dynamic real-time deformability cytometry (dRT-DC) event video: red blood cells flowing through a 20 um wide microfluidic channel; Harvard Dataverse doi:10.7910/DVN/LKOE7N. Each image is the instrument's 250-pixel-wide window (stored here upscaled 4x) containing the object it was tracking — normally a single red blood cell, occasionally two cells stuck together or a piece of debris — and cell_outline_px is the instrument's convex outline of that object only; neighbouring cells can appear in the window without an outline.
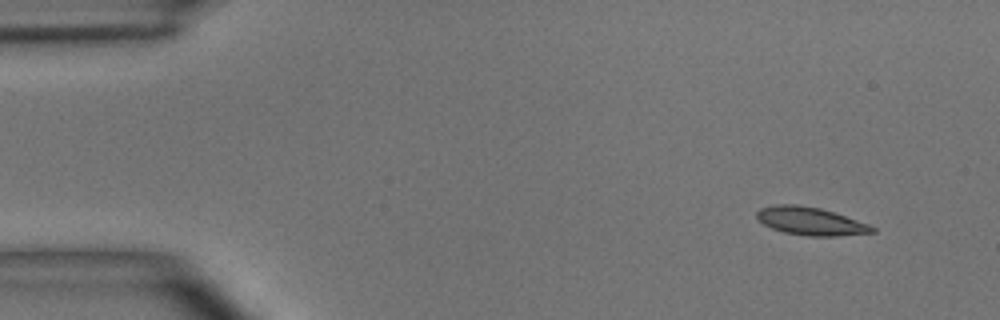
{"species": "common noctule bat (a hibernating species)", "species_latin": "Nyctalus noctula", "temperature_condition": "room temperature", "stored_images_in_passage": 5, "camera_frame_rate_fps": 3000, "um_per_image_px": 0.085, "animal": {"sex": "male", "body_mass_g": 15.6}, "frame": {"image": 1, "passage_image": 1, "time_ms": 0.0, "image_size_px": [1000, 320], "cell_outline_px": [[876, 232], [836, 236], [808, 236], [784, 232], [772, 228], [764, 224], [756, 216], [756, 212], [760, 208], [776, 204], [796, 204], [820, 208], [868, 224], [876, 228]], "centroid_in_image_um": [68.88, 18.8], "position_along_channel_um": 16.1, "area_um2": 18.61}}
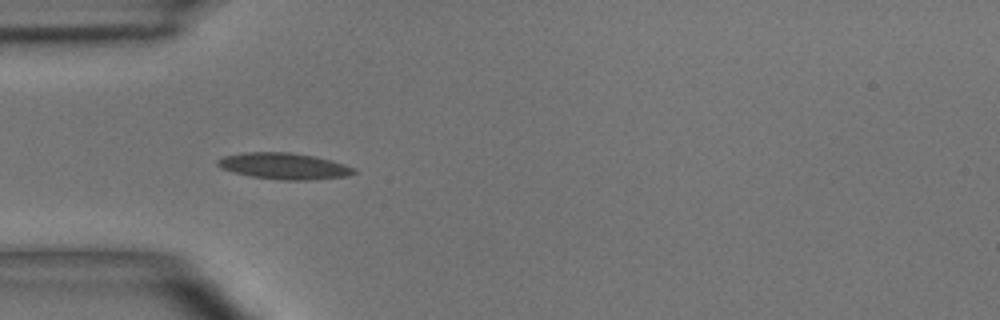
{"frame": {"image": 2, "passage_image": 4, "time_ms": 3.667, "image_size_px": [1000, 320], "cell_outline_px": [[356, 172], [348, 176], [308, 180], [280, 180], [252, 176], [232, 172], [220, 168], [216, 164], [216, 160], [224, 156], [244, 152], [288, 152], [312, 156], [344, 164], [356, 168]], "centroid_in_image_um": [24.11, 14.12], "position_along_channel_um": 60.9, "area_um2": 20.81}}
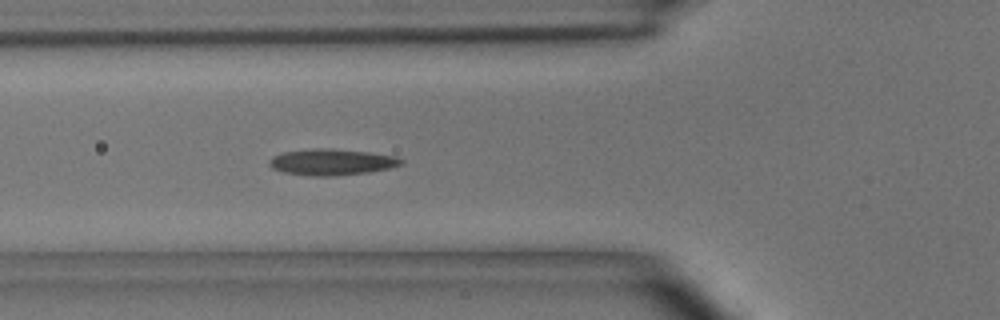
{"frame": {"image": 3, "passage_image": 5, "time_ms": 4.667, "image_size_px": [1000, 320], "cell_outline_px": [[404, 164], [392, 168], [368, 172], [332, 176], [312, 176], [284, 172], [272, 168], [268, 164], [272, 156], [284, 152], [312, 148], [332, 148], [368, 152], [396, 156], [404, 160]], "centroid_in_image_um": [28.23, 13.77], "position_along_channel_um": 97.6, "area_um2": 20.29}}